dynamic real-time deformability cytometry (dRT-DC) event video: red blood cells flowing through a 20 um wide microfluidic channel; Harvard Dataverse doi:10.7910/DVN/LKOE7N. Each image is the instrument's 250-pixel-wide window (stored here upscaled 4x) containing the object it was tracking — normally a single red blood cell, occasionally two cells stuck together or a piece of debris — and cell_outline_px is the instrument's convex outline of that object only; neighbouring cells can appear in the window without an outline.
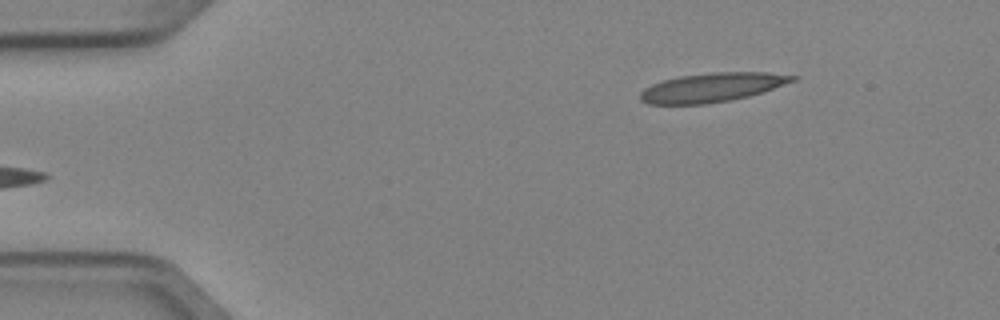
{"species": "Egyptian fruit bat (a non-hibernating species)", "species_latin": "Rousettus aegyptiacus", "temperature_condition": "cold", "stored_images_in_passage": 3, "camera_frame_rate_fps": 3000, "um_per_image_px": 0.085, "animal": {"sex": "female"}, "frame": {"image": 1, "passage_image": 3, "time_ms": 0.667, "image_size_px": [1000, 320], "cell_outline_px": [[800, 76], [796, 80], [764, 92], [748, 96], [728, 100], [704, 104], [648, 104], [640, 100], [640, 92], [644, 88], [652, 84], [664, 80], [680, 76], [712, 72], [768, 72]], "centroid_in_image_um": [60.55, 7.42], "position_along_channel_um": 24.4, "area_um2": 25.78}}